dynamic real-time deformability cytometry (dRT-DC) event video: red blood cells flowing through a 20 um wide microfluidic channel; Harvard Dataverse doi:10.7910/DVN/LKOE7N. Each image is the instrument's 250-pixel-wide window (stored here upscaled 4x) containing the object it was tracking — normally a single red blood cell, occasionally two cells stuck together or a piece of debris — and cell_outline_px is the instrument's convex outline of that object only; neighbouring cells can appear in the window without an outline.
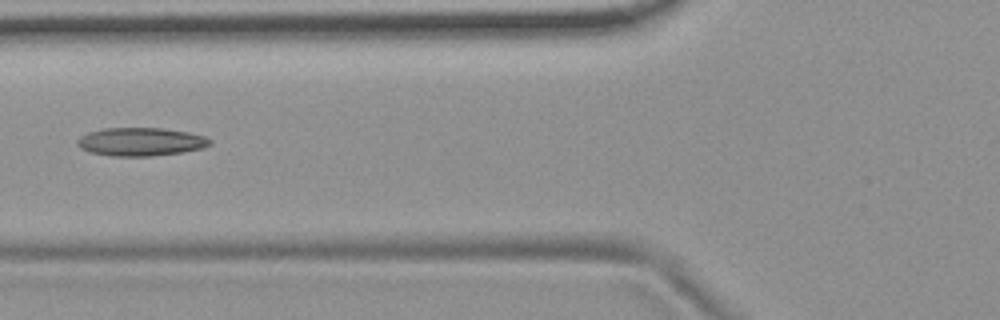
{"species": "common noctule bat (a hibernating species)", "species_latin": "Nyctalus noctula", "temperature_condition": "room temperature", "stored_images_in_passage": 8, "camera_frame_rate_fps": 3000, "um_per_image_px": 0.085, "animal": {"sex": "female", "body_mass_g": 19.9}, "frame": {"image": 1, "passage_image": 6, "time_ms": 6.667, "image_size_px": [1000, 320], "cell_outline_px": [[212, 144], [200, 148], [184, 152], [152, 156], [112, 156], [88, 152], [80, 148], [76, 144], [76, 140], [80, 136], [88, 132], [104, 128], [160, 128], [188, 132], [204, 136], [212, 140]], "centroid_in_image_um": [11.93, 12.05], "position_along_channel_um": 113.9, "area_um2": 21.96}}
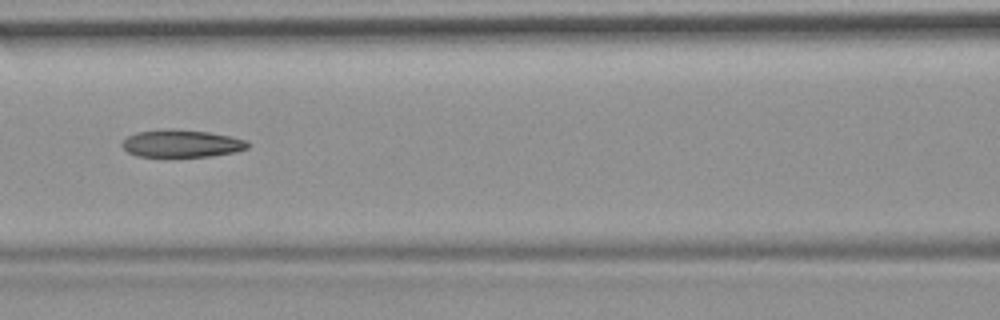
{"frame": {"image": 2, "passage_image": 7, "time_ms": 7.667, "image_size_px": [1000, 320], "cell_outline_px": [[248, 148], [236, 152], [212, 156], [136, 156], [128, 152], [120, 144], [128, 136], [136, 132], [168, 128], [172, 128], [208, 132], [248, 140]], "centroid_in_image_um": [15.43, 12.19], "position_along_channel_um": 151.2, "area_um2": 20.11}}